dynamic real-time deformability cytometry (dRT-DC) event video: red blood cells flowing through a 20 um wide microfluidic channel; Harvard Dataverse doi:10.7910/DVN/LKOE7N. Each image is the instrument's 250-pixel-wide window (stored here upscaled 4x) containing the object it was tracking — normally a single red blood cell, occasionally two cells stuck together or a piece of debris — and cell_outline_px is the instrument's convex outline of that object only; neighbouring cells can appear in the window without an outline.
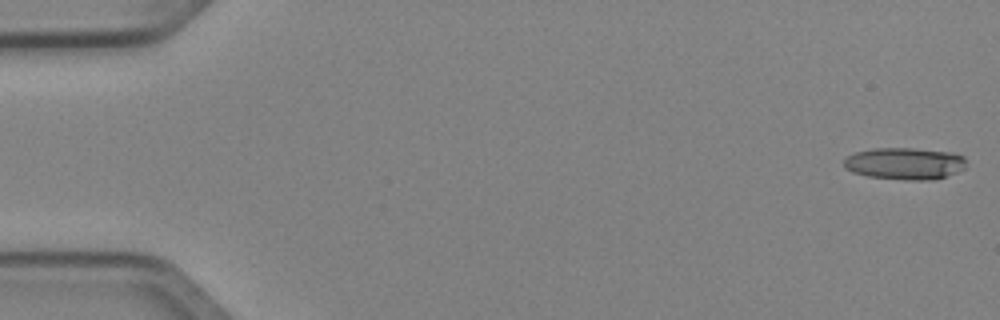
{"species": "Egyptian fruit bat (a non-hibernating species)", "species_latin": "Rousettus aegyptiacus", "temperature_condition": "cold", "stored_images_in_passage": 50, "camera_frame_rate_fps": 3000, "um_per_image_px": 0.085, "animal": {"sex": "female"}, "frame": {"image": 1, "passage_image": 1, "time_ms": 0.0, "image_size_px": [1000, 320], "cell_outline_px": [[964, 168], [956, 172], [936, 180], [904, 180], [868, 176], [852, 172], [844, 168], [844, 160], [848, 156], [856, 152], [872, 148], [912, 148], [952, 152], [964, 156]], "centroid_in_image_um": [76.89, 13.9], "position_along_channel_um": 8.1, "area_um2": 22.83}}
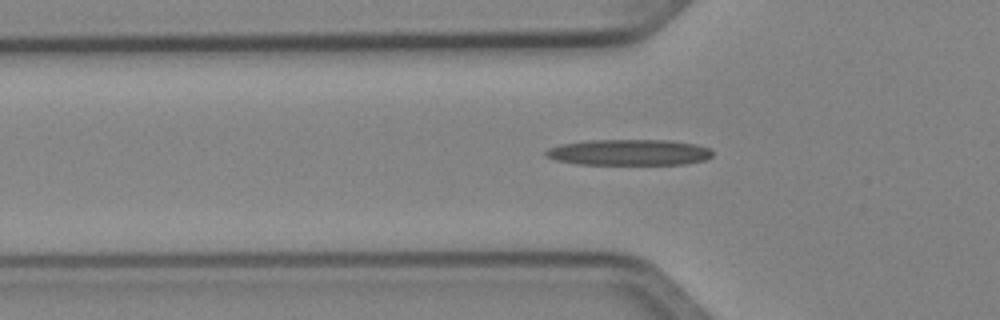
{"frame": {"image": 2, "passage_image": 17, "time_ms": 5.333, "image_size_px": [1000, 320], "cell_outline_px": [[712, 156], [704, 160], [684, 164], [576, 164], [556, 160], [544, 156], [544, 152], [548, 148], [560, 144], [588, 140], [672, 140], [696, 144], [712, 148]], "centroid_in_image_um": [53.46, 12.94], "position_along_channel_um": 72.3, "area_um2": 25.43}}
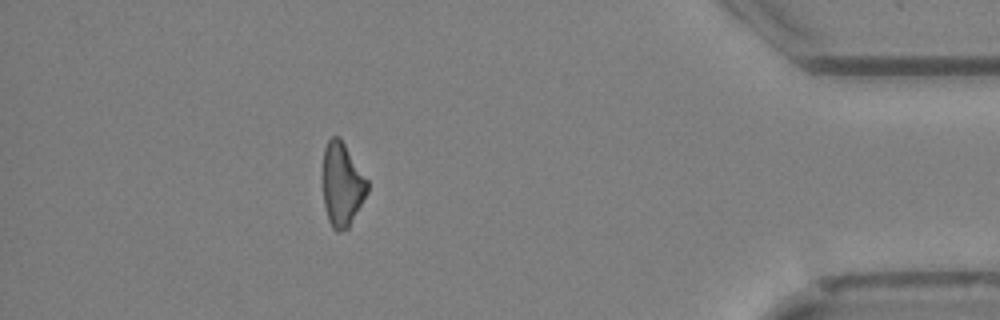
{"frame": {"image": 3, "passage_image": 45, "time_ms": 14.667, "image_size_px": [1000, 320], "cell_outline_px": [[368, 192], [348, 228], [336, 232], [332, 228], [328, 220], [324, 204], [324, 148], [328, 140], [332, 136], [340, 136], [368, 180]], "centroid_in_image_um": [29.09, 15.67], "position_along_channel_um": 406.1, "area_um2": 21.56}}